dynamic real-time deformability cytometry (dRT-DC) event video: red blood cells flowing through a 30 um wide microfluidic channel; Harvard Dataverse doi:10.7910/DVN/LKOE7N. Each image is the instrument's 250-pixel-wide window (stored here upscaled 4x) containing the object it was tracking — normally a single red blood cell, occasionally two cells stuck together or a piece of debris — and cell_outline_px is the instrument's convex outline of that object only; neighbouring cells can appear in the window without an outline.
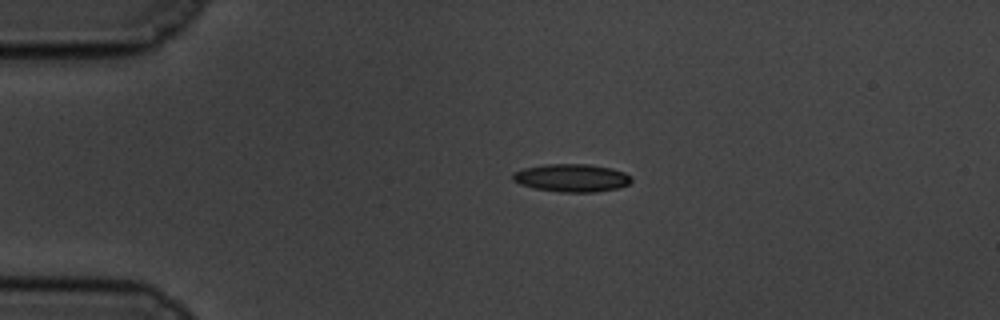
{"species": "common noctule bat (a hibernating species)", "species_latin": "Nyctalus noctula", "temperature_condition": "cold", "stored_images_in_passage": 46, "camera_frame_rate_fps": 3000, "um_per_image_px": 0.085, "animal": {"sex": "male", "body_mass_g": 19.5, "forearm_length_mm": 54.6}, "frame": {"image": 1, "passage_image": 1, "time_ms": 0.0, "image_size_px": [1000, 320], "cell_outline_px": [[632, 180], [628, 184], [620, 188], [596, 192], [560, 192], [536, 188], [520, 184], [512, 180], [512, 172], [524, 168], [544, 164], [588, 164], [612, 168], [624, 172], [632, 176]], "centroid_in_image_um": [48.61, 15.12], "position_along_channel_um": 36.4, "area_um2": 19.42}}
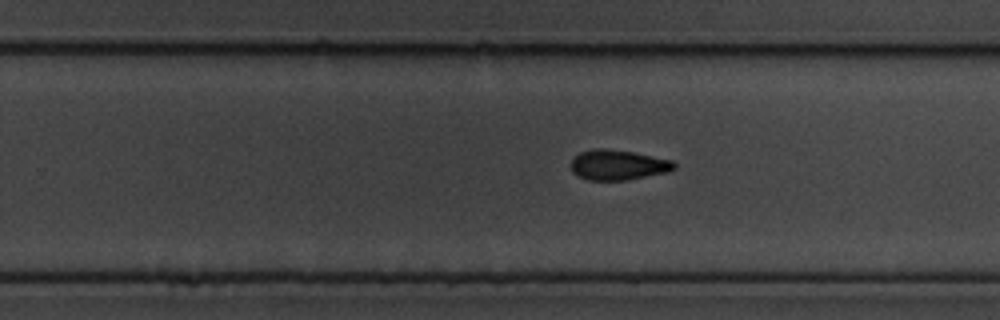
{"frame": {"image": 2, "passage_image": 25, "time_ms": 8.0, "image_size_px": [1000, 320], "cell_outline_px": [[676, 168], [668, 172], [624, 180], [588, 180], [572, 172], [572, 160], [580, 152], [592, 148], [604, 148], [632, 152], [672, 160], [676, 164]], "centroid_in_image_um": [52.54, 14.01], "position_along_channel_um": 277.3, "area_um2": 17.98}}
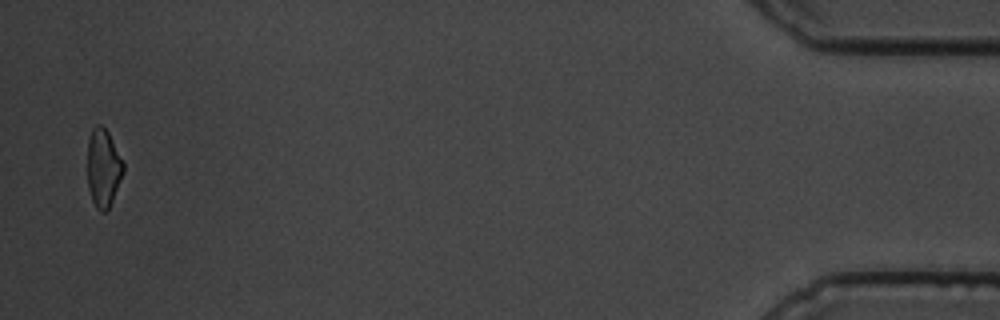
{"frame": {"image": 3, "passage_image": 45, "time_ms": 14.667, "image_size_px": [1000, 320], "cell_outline_px": [[124, 172], [112, 200], [108, 208], [104, 212], [100, 212], [96, 208], [92, 200], [88, 188], [88, 140], [92, 128], [96, 124], [100, 124], [108, 132], [124, 160]], "centroid_in_image_um": [8.79, 14.25], "position_along_channel_um": 426.4, "area_um2": 16.42}, "authors_computed_cell_mechanics": {"area_um2": 17.9758, "velocity_mm_per_s": 3.4935, "shape_relaxation_time_tau1_ms": 6.9055, "shape_relaxation_time_tau2_ms": 10.2775, "deformation_change_tau1": 0.1594, "deformation_change_tau2": 0.1948}}